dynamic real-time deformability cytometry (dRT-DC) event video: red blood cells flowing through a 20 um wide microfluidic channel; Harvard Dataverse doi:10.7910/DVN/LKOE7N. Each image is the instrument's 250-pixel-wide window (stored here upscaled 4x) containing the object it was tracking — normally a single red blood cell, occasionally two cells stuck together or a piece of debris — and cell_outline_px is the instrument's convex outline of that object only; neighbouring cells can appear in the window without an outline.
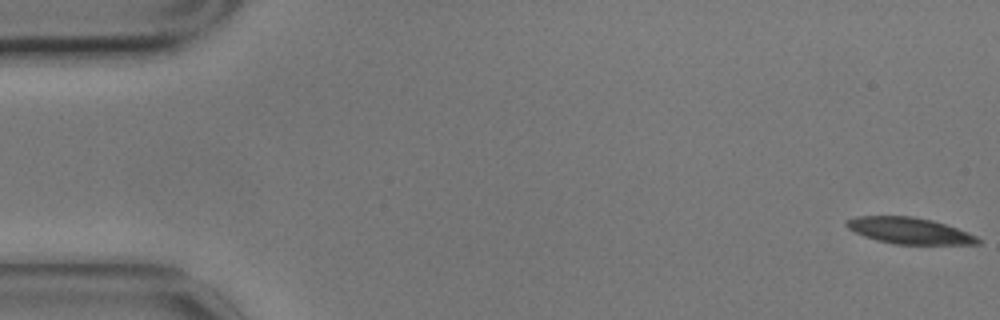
{"species": "common noctule bat (a hibernating species)", "species_latin": "Nyctalus noctula", "temperature_condition": "cold", "stored_images_in_passage": 61, "camera_frame_rate_fps": 3000, "um_per_image_px": 0.085, "animal": {"sex": "male", "body_mass_g": 17.9}, "frame": {"image": 1, "passage_image": 1, "time_ms": 0.0, "image_size_px": [1000, 320], "cell_outline_px": [[980, 244], [892, 244], [876, 240], [864, 236], [848, 228], [844, 224], [848, 220], [856, 216], [912, 216], [932, 220], [968, 232], [976, 236], [980, 240]], "centroid_in_image_um": [77.28, 19.61], "position_along_channel_um": 7.7, "area_um2": 20.0}}
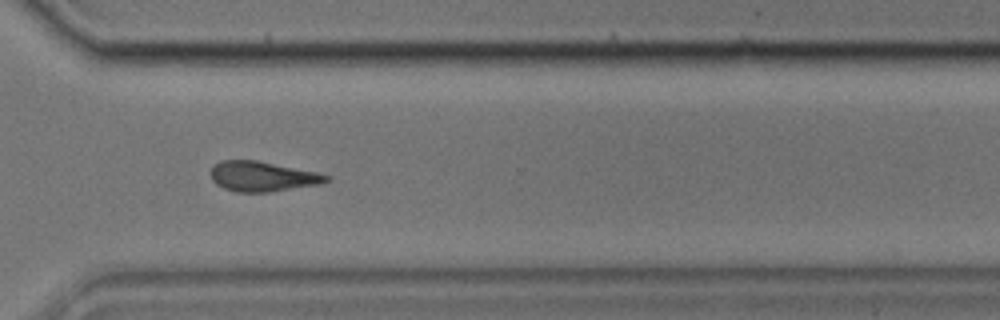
{"frame": {"image": 2, "passage_image": 45, "time_ms": 14.667, "image_size_px": [1000, 320], "cell_outline_px": [[332, 180], [320, 184], [272, 192], [236, 192], [224, 188], [216, 184], [212, 180], [208, 172], [220, 160], [256, 160], [316, 172], [332, 176]], "centroid_in_image_um": [22.31, 15.0], "position_along_channel_um": 348.3, "area_um2": 20.4}}
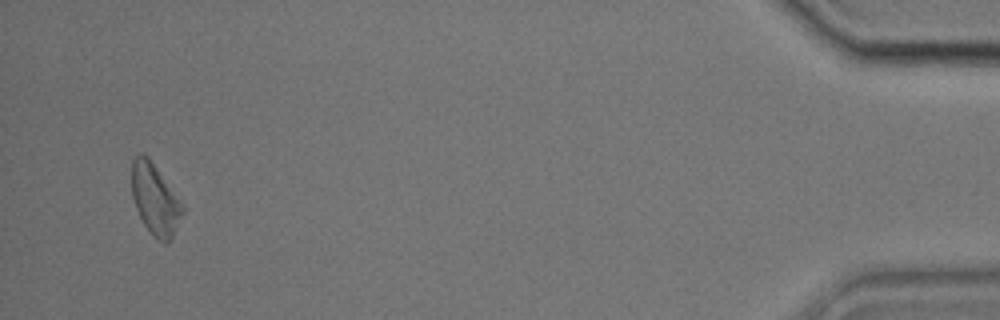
{"frame": {"image": 3, "passage_image": 59, "time_ms": 19.333, "image_size_px": [1000, 320], "cell_outline_px": [[184, 212], [172, 236], [164, 244], [152, 236], [144, 224], [136, 208], [132, 196], [132, 160], [140, 152], [144, 152], [148, 156], [184, 204]], "centroid_in_image_um": [13.18, 16.92], "position_along_channel_um": 422.0, "area_um2": 21.04}, "authors_computed_cell_mechanics": {"area_um2": 20.9236, "velocity_mm_per_s": 3.3952, "shape_relaxation_time_tau1_ms": 2.3955, "shape_relaxation_time_tau2_ms": 7.7476, "deformation_change_tau1": 0.1076, "deformation_change_tau2": 0.1719}}